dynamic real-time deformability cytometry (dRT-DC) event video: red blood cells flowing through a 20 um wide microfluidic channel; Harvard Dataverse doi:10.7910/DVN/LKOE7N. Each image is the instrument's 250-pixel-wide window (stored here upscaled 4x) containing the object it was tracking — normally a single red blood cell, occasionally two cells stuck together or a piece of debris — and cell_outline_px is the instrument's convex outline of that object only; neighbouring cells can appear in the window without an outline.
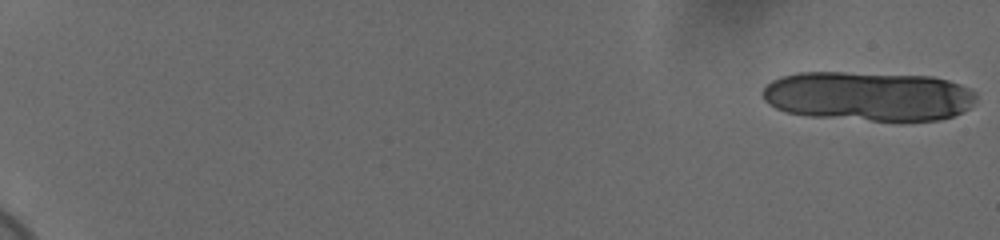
{"species": "human", "species_latin": "Homo sapiens", "temperature_condition": "cold", "stored_images_in_passage": 20, "camera_frame_rate_fps": 3000, "um_per_image_px": 0.085, "donor": {"sex": "female"}, "frame": {"image": 1, "passage_image": 1, "time_ms": 0.0, "image_size_px": [1000, 240], "cell_outline_px": [[976, 100], [968, 108], [952, 116], [940, 120], [872, 120], [808, 116], [788, 112], [776, 108], [768, 104], [764, 100], [760, 92], [764, 84], [780, 76], [796, 72], [844, 72], [932, 76], [948, 80], [960, 84], [976, 92]], "centroid_in_image_um": [73.76, 8.16], "position_along_channel_um": 11.2, "area_um2": 61.9}}